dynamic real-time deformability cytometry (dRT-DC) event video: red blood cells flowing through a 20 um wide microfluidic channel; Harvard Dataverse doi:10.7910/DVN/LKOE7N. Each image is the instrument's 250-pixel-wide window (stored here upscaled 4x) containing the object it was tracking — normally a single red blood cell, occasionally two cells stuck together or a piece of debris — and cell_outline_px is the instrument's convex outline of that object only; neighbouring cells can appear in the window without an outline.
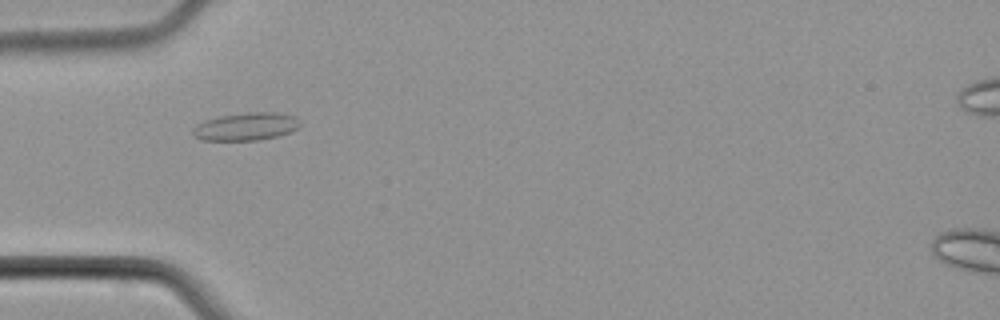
{"species": "common noctule bat (a hibernating species)", "species_latin": "Nyctalus noctula", "temperature_condition": "cold", "stored_images_in_passage": 29, "camera_frame_rate_fps": 3000, "um_per_image_px": 0.085, "animal": {"sex": "male", "body_mass_g": 21.5, "forearm_length_mm": 52.0}, "frame": {"image": 1, "passage_image": 2, "time_ms": 0.333, "image_size_px": [1000, 320], "cell_outline_px": [[300, 124], [296, 128], [288, 132], [276, 136], [256, 140], [204, 140], [196, 136], [192, 132], [192, 128], [196, 124], [204, 120], [220, 116], [248, 112], [276, 112], [296, 116]], "centroid_in_image_um": [20.89, 10.74], "position_along_channel_um": 64.1, "area_um2": 17.17}}
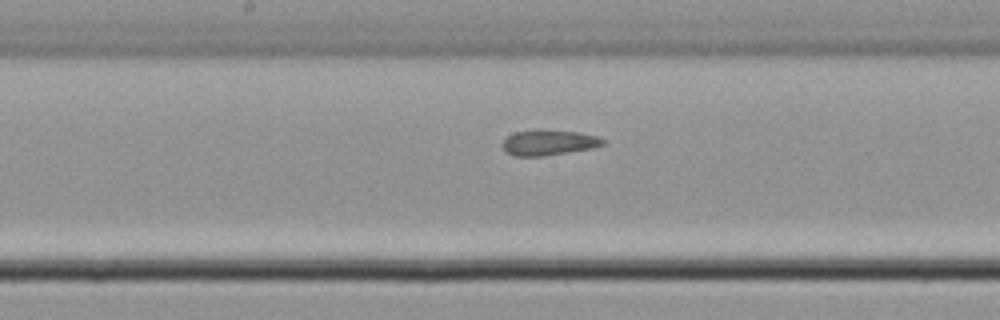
{"frame": {"image": 2, "passage_image": 12, "time_ms": 3.667, "image_size_px": [1000, 320], "cell_outline_px": [[604, 144], [592, 148], [544, 156], [512, 156], [504, 152], [500, 144], [512, 132], [540, 128], [576, 132], [596, 136], [604, 140]], "centroid_in_image_um": [46.54, 12.11], "position_along_channel_um": 201.7, "area_um2": 15.2}}
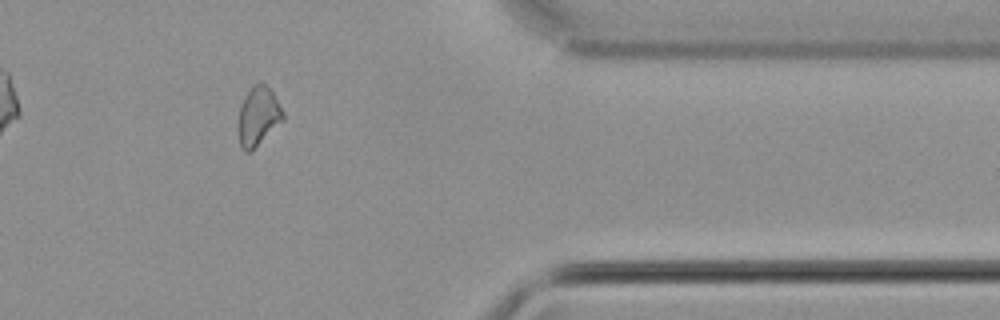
{"frame": {"image": 3, "passage_image": 27, "time_ms": 8.667, "image_size_px": [1000, 320], "cell_outline_px": [[284, 120], [252, 152], [244, 152], [240, 148], [240, 104], [244, 96], [252, 84], [264, 84], [272, 92], [284, 112]], "centroid_in_image_um": [21.97, 9.91], "position_along_channel_um": 389.4, "area_um2": 15.26}}